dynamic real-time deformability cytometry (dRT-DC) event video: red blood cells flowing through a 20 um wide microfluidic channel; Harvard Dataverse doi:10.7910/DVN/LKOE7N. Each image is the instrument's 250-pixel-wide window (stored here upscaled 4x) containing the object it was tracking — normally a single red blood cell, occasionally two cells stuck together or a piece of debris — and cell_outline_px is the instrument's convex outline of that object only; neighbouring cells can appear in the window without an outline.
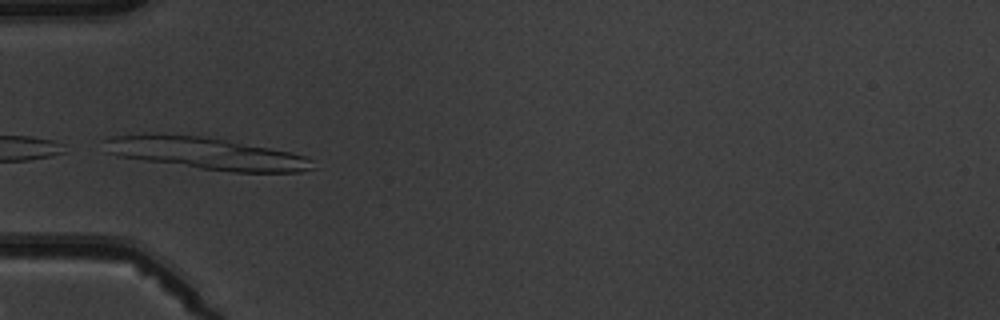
{"species": "common noctule bat (a hibernating species)", "species_latin": "Nyctalus noctula", "temperature_condition": "warm", "stored_images_in_passage": 3, "camera_frame_rate_fps": 3000, "um_per_image_px": 0.085, "animal": {"sex": "male", "body_mass_g": 19.5, "forearm_length_mm": 54.6}, "frame": {"image": 1, "passage_image": 3, "time_ms": 2.333, "image_size_px": [1000, 320], "cell_outline_px": [[316, 168], [300, 172], [232, 172], [200, 168], [116, 156], [104, 152], [104, 140], [112, 136], [144, 132], [156, 132], [200, 136], [224, 140], [292, 152], [304, 156], [312, 160]], "centroid_in_image_um": [17.44, 13.02], "position_along_channel_um": 67.6, "area_um2": 39.25}}